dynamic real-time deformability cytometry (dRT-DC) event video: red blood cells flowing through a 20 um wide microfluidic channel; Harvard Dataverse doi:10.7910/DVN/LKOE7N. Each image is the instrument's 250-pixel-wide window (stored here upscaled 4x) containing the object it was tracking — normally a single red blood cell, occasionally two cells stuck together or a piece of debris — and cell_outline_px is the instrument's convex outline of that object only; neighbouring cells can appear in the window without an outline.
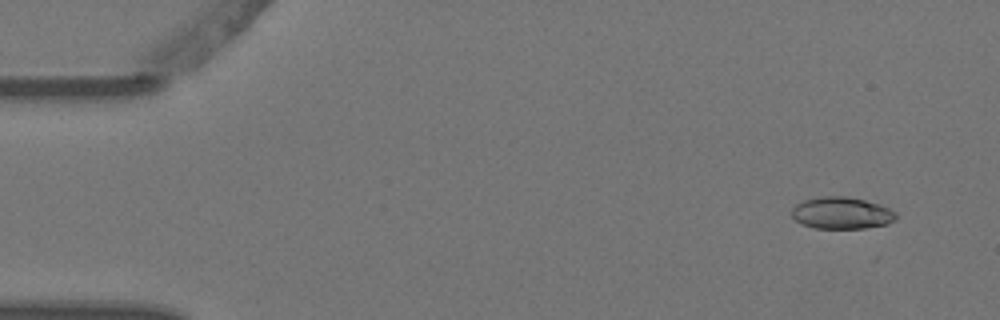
{"species": "Egyptian fruit bat (a non-hibernating species)", "species_latin": "Rousettus aegyptiacus", "temperature_condition": "warm", "stored_images_in_passage": 5, "camera_frame_rate_fps": 3000, "um_per_image_px": 0.085, "animal": {"sex": "female"}, "frame": {"image": 1, "passage_image": 1, "time_ms": 0.0, "image_size_px": [1000, 320], "cell_outline_px": [[896, 220], [888, 224], [864, 228], [812, 228], [800, 224], [792, 216], [792, 208], [796, 204], [804, 200], [824, 196], [848, 196], [880, 204], [896, 212]], "centroid_in_image_um": [71.54, 18.11], "position_along_channel_um": 13.5, "area_um2": 19.48}}